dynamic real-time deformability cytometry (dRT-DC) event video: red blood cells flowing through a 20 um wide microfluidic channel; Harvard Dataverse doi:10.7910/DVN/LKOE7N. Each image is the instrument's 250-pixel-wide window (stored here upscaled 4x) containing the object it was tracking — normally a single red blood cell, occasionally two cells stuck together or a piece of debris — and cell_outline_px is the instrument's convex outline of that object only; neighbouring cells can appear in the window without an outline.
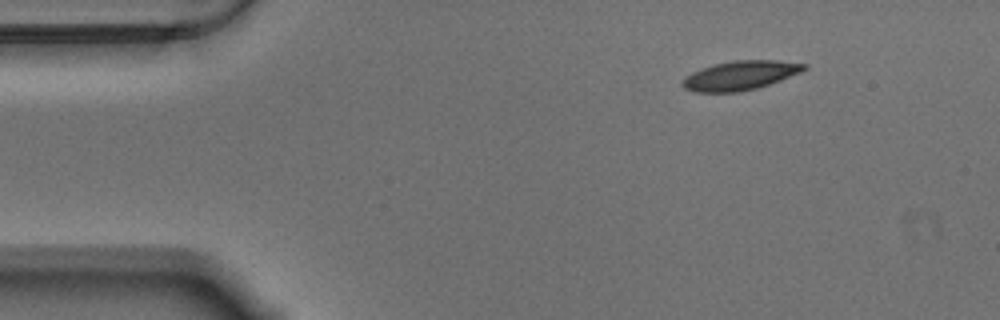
{"species": "Egyptian fruit bat (a non-hibernating species)", "species_latin": "Rousettus aegyptiacus", "temperature_condition": "warm", "stored_images_in_passage": 50, "camera_frame_rate_fps": 3000, "um_per_image_px": 0.085, "animal": {"sex": "male"}, "frame": {"image": 1, "passage_image": 1, "time_ms": 0.0, "image_size_px": [1000, 320], "cell_outline_px": [[808, 68], [800, 72], [780, 80], [756, 88], [740, 92], [692, 92], [684, 88], [680, 84], [680, 80], [692, 72], [716, 64], [736, 60], [776, 60], [808, 64]], "centroid_in_image_um": [62.89, 6.42], "position_along_channel_um": 22.1, "area_um2": 20.58}}
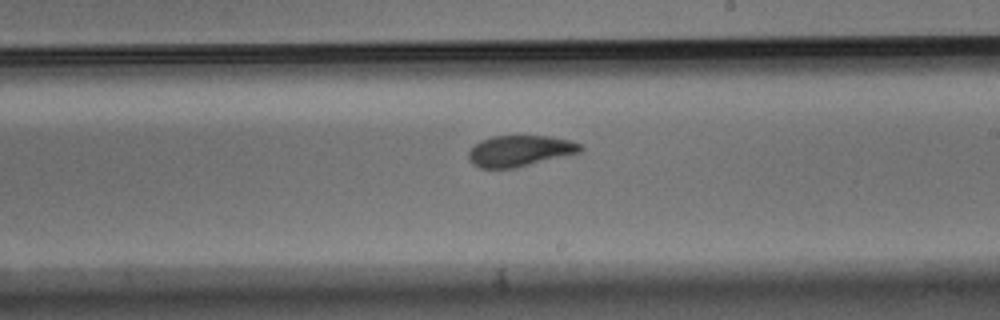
{"frame": {"image": 2, "passage_image": 26, "time_ms": 8.333, "image_size_px": [1000, 320], "cell_outline_px": [[584, 148], [580, 152], [516, 168], [480, 168], [472, 164], [468, 160], [468, 152], [480, 140], [492, 136], [552, 136], [568, 140], [580, 144]], "centroid_in_image_um": [44.16, 12.83], "position_along_channel_um": 244.8, "area_um2": 20.23}}
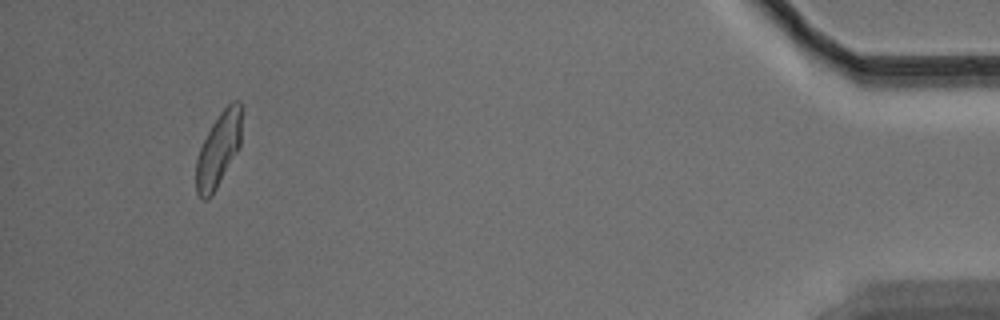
{"frame": {"image": 3, "passage_image": 47, "time_ms": 15.333, "image_size_px": [1000, 320], "cell_outline_px": [[244, 108], [240, 148], [212, 196], [208, 200], [204, 200], [196, 192], [196, 160], [200, 148], [212, 124], [220, 112], [232, 100], [240, 100], [244, 104]], "centroid_in_image_um": [18.63, 12.65], "position_along_channel_um": 416.6, "area_um2": 20.35}, "authors_computed_cell_mechanics": {"area_um2": 20.5768, "velocity_mm_per_s": 3.5055, "shape_relaxation_time_tau1_ms": 7.5622, "shape_relaxation_time_tau2_ms": 1.3955, "deformation_change_tau1": 0.1895, "deformation_change_tau2": 0.06}}